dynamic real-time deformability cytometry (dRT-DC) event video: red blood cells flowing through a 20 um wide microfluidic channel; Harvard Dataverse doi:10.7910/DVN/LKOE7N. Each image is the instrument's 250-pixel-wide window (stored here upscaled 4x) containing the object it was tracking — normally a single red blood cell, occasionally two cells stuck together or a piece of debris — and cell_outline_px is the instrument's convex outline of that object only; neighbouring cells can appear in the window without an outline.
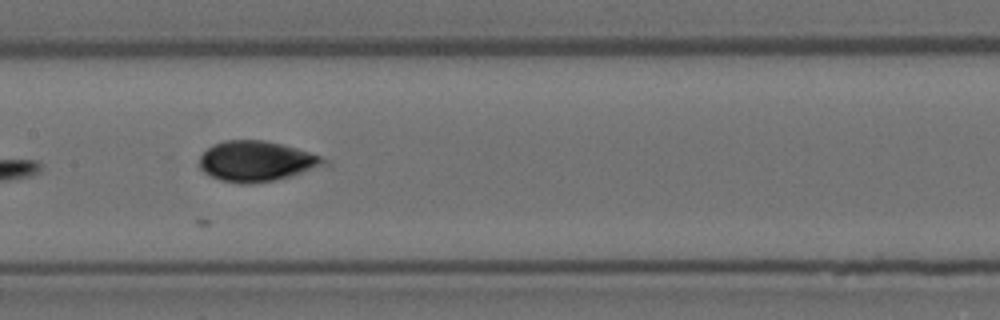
{"species": "Egyptian fruit bat (a non-hibernating species)", "species_latin": "Rousettus aegyptiacus", "temperature_condition": "room temperature", "stored_images_in_passage": 15, "camera_frame_rate_fps": 3000, "um_per_image_px": 0.085, "animal": {"sex": "female"}, "frame": {"image": 1, "passage_image": 13, "time_ms": 4.0, "image_size_px": [1000, 320], "cell_outline_px": [[332, 164], [292, 176], [252, 184], [240, 184], [220, 180], [204, 172], [200, 168], [200, 156], [212, 144], [224, 140], [264, 140], [296, 148], [332, 160]], "centroid_in_image_um": [21.85, 13.71], "position_along_channel_um": 185.6, "area_um2": 29.54}}